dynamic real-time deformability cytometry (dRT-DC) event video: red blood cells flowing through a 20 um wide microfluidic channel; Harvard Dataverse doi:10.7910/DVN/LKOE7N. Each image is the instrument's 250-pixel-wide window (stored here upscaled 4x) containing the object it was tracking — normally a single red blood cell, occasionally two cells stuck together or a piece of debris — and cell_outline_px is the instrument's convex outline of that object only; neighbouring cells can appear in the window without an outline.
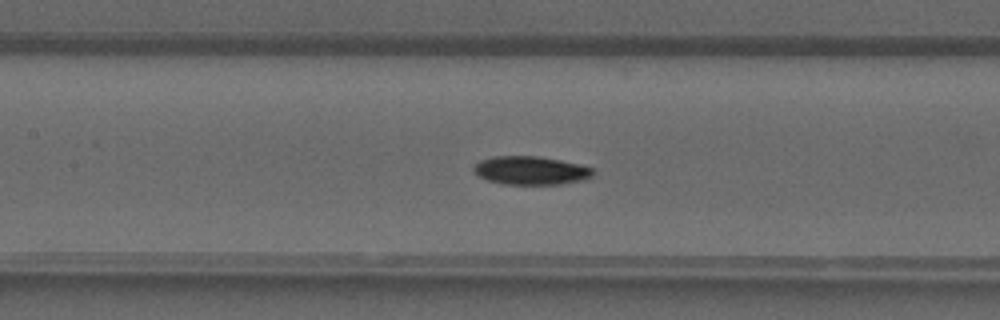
{"species": "common noctule bat (a hibernating species)", "species_latin": "Nyctalus noctula", "temperature_condition": "warm", "stored_images_in_passage": 38, "camera_frame_rate_fps": 3000, "um_per_image_px": 0.085, "animal": {"sex": "male", "forearm_length_mm": 52.5}, "frame": {"image": 1, "passage_image": 16, "time_ms": 5.0, "image_size_px": [1000, 320], "cell_outline_px": [[592, 176], [584, 180], [560, 184], [504, 184], [488, 180], [480, 176], [472, 168], [480, 160], [492, 156], [536, 156], [560, 160], [592, 168]], "centroid_in_image_um": [45.09, 14.49], "position_along_channel_um": 162.3, "area_um2": 19.48}}
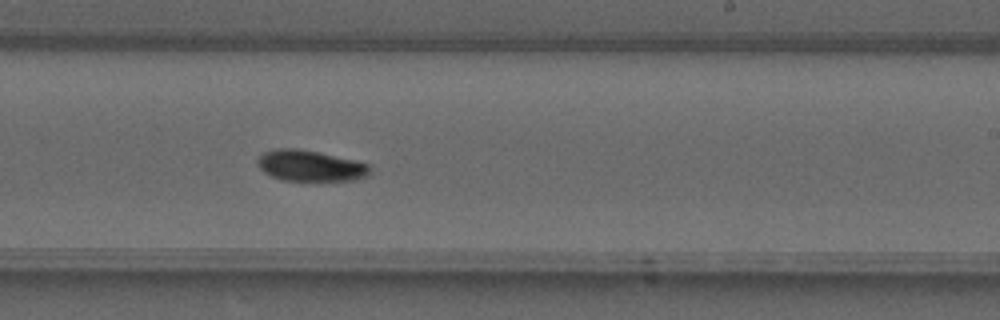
{"frame": {"image": 2, "passage_image": 22, "time_ms": 7.0, "image_size_px": [1000, 320], "cell_outline_px": [[372, 172], [368, 176], [356, 180], [280, 180], [264, 172], [260, 168], [256, 160], [264, 152], [276, 148], [296, 148], [316, 152], [352, 160], [368, 164]], "centroid_in_image_um": [26.36, 14.1], "position_along_channel_um": 262.6, "area_um2": 20.06}}
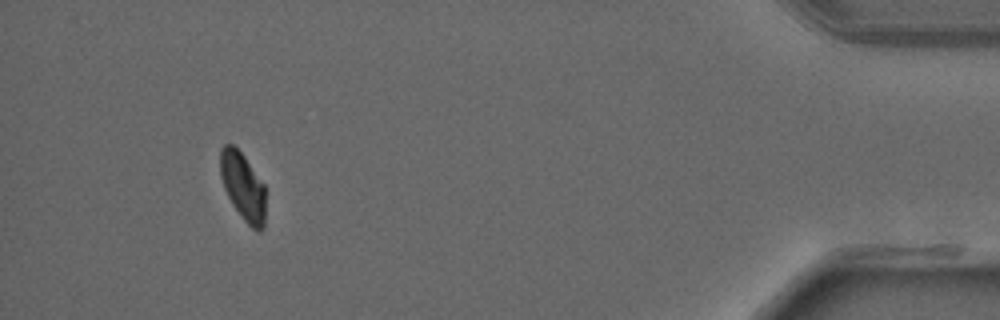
{"frame": {"image": 3, "passage_image": 35, "time_ms": 11.333, "image_size_px": [1000, 320], "cell_outline_px": [[264, 228], [260, 232], [256, 232], [244, 220], [232, 204], [224, 188], [220, 176], [220, 148], [224, 144], [232, 144], [244, 156], [264, 184]], "centroid_in_image_um": [20.63, 15.85], "position_along_channel_um": 414.6, "area_um2": 17.8}}